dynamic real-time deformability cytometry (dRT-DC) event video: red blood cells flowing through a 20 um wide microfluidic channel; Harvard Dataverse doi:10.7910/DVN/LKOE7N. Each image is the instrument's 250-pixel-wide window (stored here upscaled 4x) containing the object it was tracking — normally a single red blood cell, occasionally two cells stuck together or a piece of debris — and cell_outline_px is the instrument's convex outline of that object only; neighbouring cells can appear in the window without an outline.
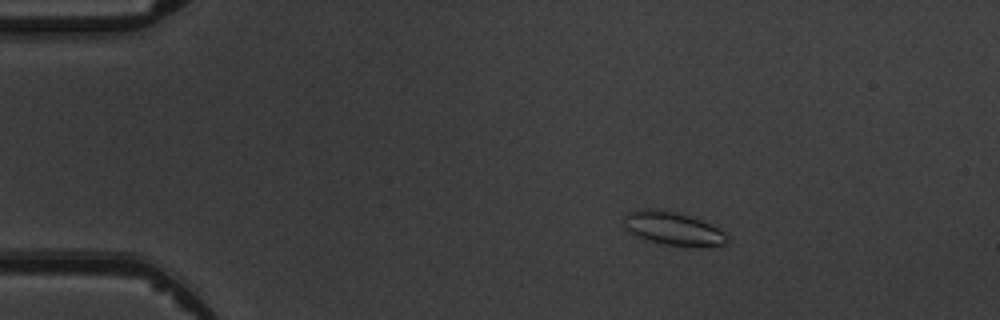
{"species": "common noctule bat (a hibernating species)", "species_latin": "Nyctalus noctula", "temperature_condition": "warm", "stored_images_in_passage": 4, "camera_frame_rate_fps": 3000, "um_per_image_px": 0.085, "animal": {"sex": "male", "body_mass_g": 19.5, "forearm_length_mm": 54.6}, "frame": {"image": 1, "passage_image": 2, "time_ms": 1.333, "image_size_px": [1000, 320], "cell_outline_px": [[728, 240], [724, 244], [664, 244], [644, 240], [624, 228], [624, 216], [628, 212], [644, 208], [656, 208], [676, 212], [700, 220], [724, 232], [728, 236]], "centroid_in_image_um": [57.09, 19.37], "position_along_channel_um": 27.9, "area_um2": 19.31}}